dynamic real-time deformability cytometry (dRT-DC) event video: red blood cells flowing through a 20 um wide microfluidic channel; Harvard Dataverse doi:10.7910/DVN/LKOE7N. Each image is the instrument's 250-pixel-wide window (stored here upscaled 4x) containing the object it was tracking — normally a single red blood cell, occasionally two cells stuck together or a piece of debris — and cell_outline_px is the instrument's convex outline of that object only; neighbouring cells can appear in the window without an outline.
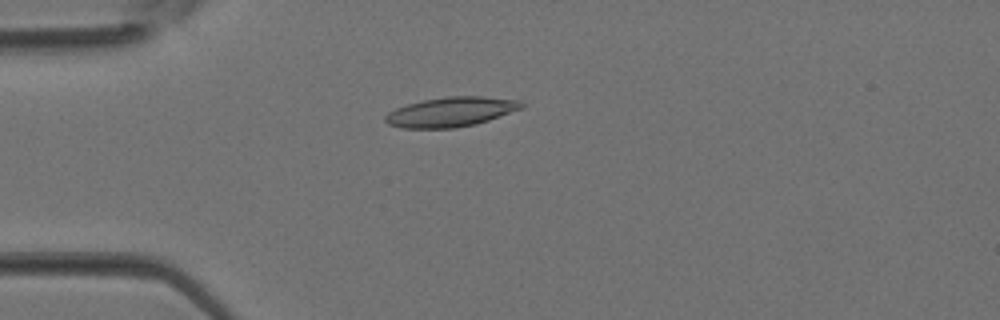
{"species": "Egyptian fruit bat (a non-hibernating species)", "species_latin": "Rousettus aegyptiacus", "temperature_condition": "room temperature", "stored_images_in_passage": 1, "camera_frame_rate_fps": 3000, "um_per_image_px": 0.085, "animal": {"sex": "female"}, "frame": {"image": 1, "passage_image": 1, "time_ms": 0.0, "image_size_px": [1000, 320], "cell_outline_px": [[524, 108], [476, 124], [456, 128], [400, 128], [388, 124], [384, 120], [384, 116], [388, 112], [396, 108], [408, 104], [424, 100], [448, 96], [480, 96], [520, 100], [524, 104]], "centroid_in_image_um": [38.33, 9.51], "position_along_channel_um": 46.7, "area_um2": 23.58}}